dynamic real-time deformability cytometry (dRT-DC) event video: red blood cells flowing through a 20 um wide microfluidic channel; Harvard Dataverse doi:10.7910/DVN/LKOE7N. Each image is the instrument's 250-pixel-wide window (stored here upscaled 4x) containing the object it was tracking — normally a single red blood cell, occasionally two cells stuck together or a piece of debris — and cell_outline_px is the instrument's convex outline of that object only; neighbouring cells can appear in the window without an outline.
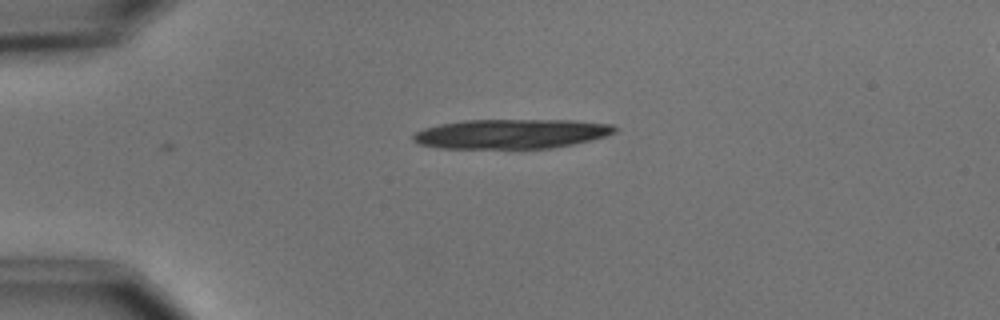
{"species": "common noctule bat (a hibernating species)", "species_latin": "Nyctalus noctula", "temperature_condition": "cold", "stored_images_in_passage": 3, "segment_of_instrument_passage": [1, 2], "camera_frame_rate_fps": 3000, "um_per_image_px": 0.085, "animal": {"sex": "male", "body_mass_g": 15.6}, "frame": {"image": 1, "passage_image": 1, "time_ms": 0.0, "image_size_px": [1000, 320], "cell_outline_px": [[616, 132], [592, 140], [552, 148], [440, 148], [416, 144], [412, 140], [412, 136], [416, 132], [424, 128], [440, 124], [464, 120], [572, 120], [612, 124], [616, 128]], "centroid_in_image_um": [43.43, 11.37], "position_along_channel_um": 41.6, "area_um2": 34.74}}